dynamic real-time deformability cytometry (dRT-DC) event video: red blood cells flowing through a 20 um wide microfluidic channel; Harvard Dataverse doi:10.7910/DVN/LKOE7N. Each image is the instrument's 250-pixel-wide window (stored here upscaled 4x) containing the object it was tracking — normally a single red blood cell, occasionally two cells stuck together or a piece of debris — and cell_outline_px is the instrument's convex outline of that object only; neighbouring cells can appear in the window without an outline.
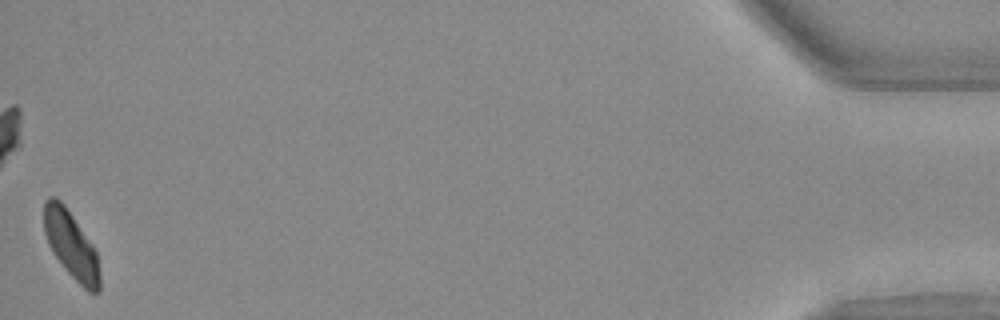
{"species": "Egyptian fruit bat (a non-hibernating species)", "species_latin": "Rousettus aegyptiacus", "temperature_condition": "warm", "stored_images_in_passage": 38, "camera_frame_rate_fps": 3000, "um_per_image_px": 0.085, "animal": {"sex": "female"}, "frame": {"image": 1, "passage_image": 38, "time_ms": 12.333, "image_size_px": [1000, 320], "cell_outline_px": [[100, 292], [88, 292], [64, 268], [52, 252], [48, 244], [44, 232], [44, 204], [52, 196], [60, 200], [64, 204], [96, 252], [100, 276]], "centroid_in_image_um": [6.03, 20.85], "position_along_channel_um": 429.2, "area_um2": 21.27}}